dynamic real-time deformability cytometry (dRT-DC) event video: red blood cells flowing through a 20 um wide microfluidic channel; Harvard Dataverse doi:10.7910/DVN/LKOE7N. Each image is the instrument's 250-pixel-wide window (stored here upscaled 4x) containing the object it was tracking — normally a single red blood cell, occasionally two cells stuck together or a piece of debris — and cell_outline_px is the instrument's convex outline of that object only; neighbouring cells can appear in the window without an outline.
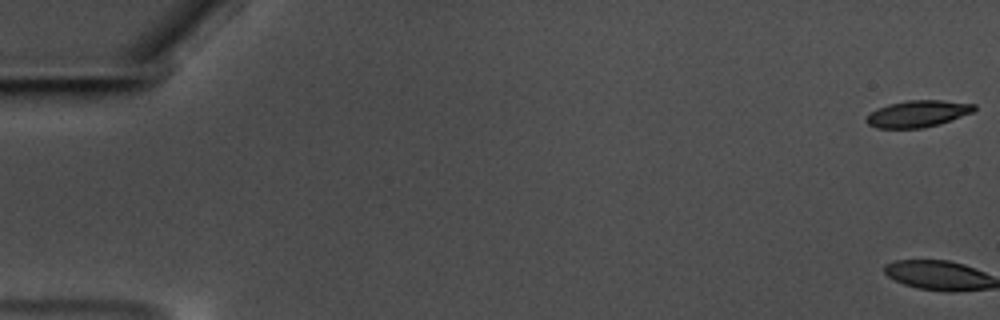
{"species": "common noctule bat (a hibernating species)", "species_latin": "Nyctalus noctula", "temperature_condition": "warm", "stored_images_in_passage": 3, "camera_frame_rate_fps": 3000, "um_per_image_px": 0.085, "animal": {"sex": "male", "body_mass_g": 17.5, "forearm_length_mm": 52.3}, "frame": {"image": 1, "passage_image": 1, "time_ms": 0.0, "image_size_px": [1000, 320], "cell_outline_px": [[976, 108], [972, 112], [940, 124], [924, 128], [876, 128], [868, 124], [864, 120], [876, 108], [888, 104], [908, 100], [940, 100], [976, 104]], "centroid_in_image_um": [77.99, 9.67], "position_along_channel_um": 7.0, "area_um2": 16.76}}